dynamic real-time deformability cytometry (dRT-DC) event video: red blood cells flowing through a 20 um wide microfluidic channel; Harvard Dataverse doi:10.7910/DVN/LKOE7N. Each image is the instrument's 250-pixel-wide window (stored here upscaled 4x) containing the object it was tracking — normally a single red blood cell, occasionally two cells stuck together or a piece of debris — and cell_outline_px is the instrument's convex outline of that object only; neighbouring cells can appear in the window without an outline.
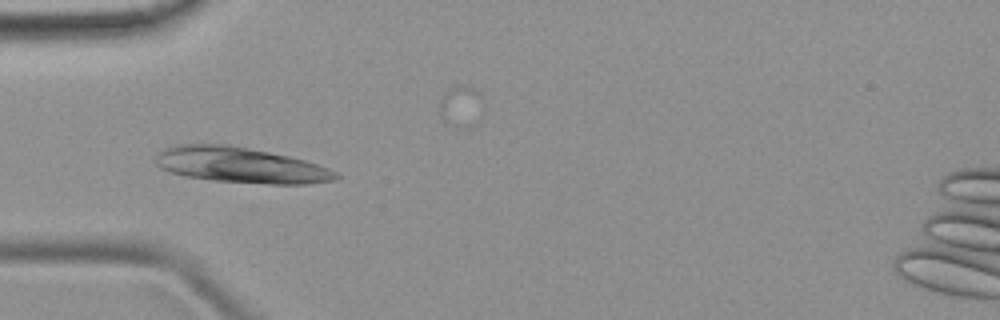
{"species": "common noctule bat (a hibernating species)", "species_latin": "Nyctalus noctula", "temperature_condition": "room temperature", "stored_images_in_passage": 5, "camera_frame_rate_fps": 3000, "um_per_image_px": 0.085, "animal": {"sex": "female", "body_mass_g": 19.9}, "frame": {"image": 1, "passage_image": 5, "time_ms": 4.667, "image_size_px": [1000, 320], "cell_outline_px": [[340, 176], [336, 180], [308, 184], [268, 184], [212, 180], [184, 176], [168, 172], [160, 168], [156, 164], [156, 156], [164, 148], [172, 144], [228, 144], [288, 156], [304, 160], [328, 168], [336, 172]], "centroid_in_image_um": [20.41, 14.03], "position_along_channel_um": 64.6, "area_um2": 37.45}}